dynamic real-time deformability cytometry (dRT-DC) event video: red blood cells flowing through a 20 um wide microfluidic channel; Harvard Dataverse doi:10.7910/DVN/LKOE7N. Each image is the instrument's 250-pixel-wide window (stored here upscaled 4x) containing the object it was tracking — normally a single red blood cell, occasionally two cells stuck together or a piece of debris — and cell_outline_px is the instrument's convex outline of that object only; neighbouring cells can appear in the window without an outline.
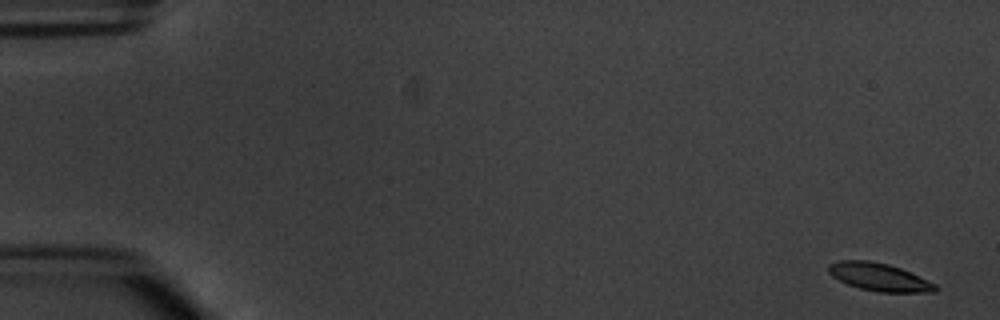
{"species": "common noctule bat (a hibernating species)", "species_latin": "Nyctalus noctula", "temperature_condition": "warm", "stored_images_in_passage": 4, "camera_frame_rate_fps": 3000, "um_per_image_px": 0.085, "animal": {"sex": "male", "body_mass_g": 20.1, "forearm_length_mm": 53.5}, "frame": {"image": 1, "passage_image": 1, "time_ms": 0.0, "image_size_px": [1000, 320], "cell_outline_px": [[940, 288], [936, 292], [876, 292], [860, 288], [848, 284], [832, 276], [828, 272], [828, 264], [840, 260], [868, 260], [888, 264], [900, 268], [936, 284]], "centroid_in_image_um": [74.73, 23.55], "position_along_channel_um": 10.3, "area_um2": 17.28}}